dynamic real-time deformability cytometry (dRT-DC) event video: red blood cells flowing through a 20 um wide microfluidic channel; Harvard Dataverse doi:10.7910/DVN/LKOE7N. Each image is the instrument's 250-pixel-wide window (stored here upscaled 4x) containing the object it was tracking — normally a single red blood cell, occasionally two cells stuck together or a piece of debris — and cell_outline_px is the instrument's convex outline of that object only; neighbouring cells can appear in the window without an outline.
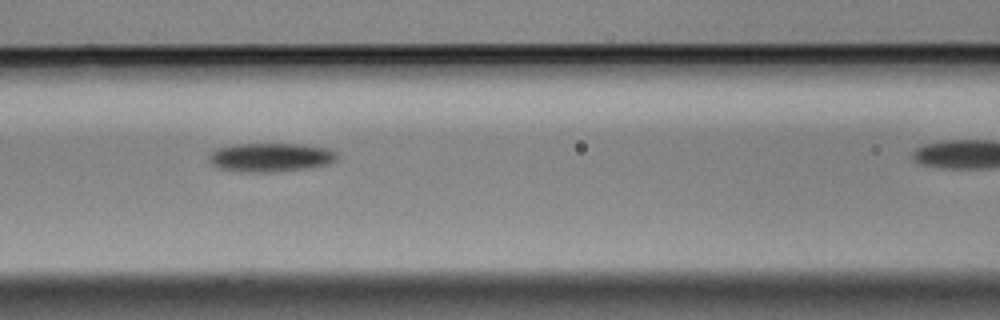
{"species": "Egyptian fruit bat (a non-hibernating species)", "species_latin": "Rousettus aegyptiacus", "temperature_condition": "cold", "stored_images_in_passage": 7, "camera_frame_rate_fps": 3000, "um_per_image_px": 0.085, "animal": {"sex": "male"}, "frame": {"image": 1, "passage_image": 3, "time_ms": 0.667, "image_size_px": [1000, 320], "cell_outline_px": [[336, 160], [328, 164], [312, 168], [272, 172], [240, 172], [220, 168], [212, 164], [208, 160], [208, 156], [212, 152], [220, 148], [232, 144], [304, 144], [328, 148], [336, 152]], "centroid_in_image_um": [23.02, 13.38], "position_along_channel_um": 143.6, "area_um2": 21.62}}
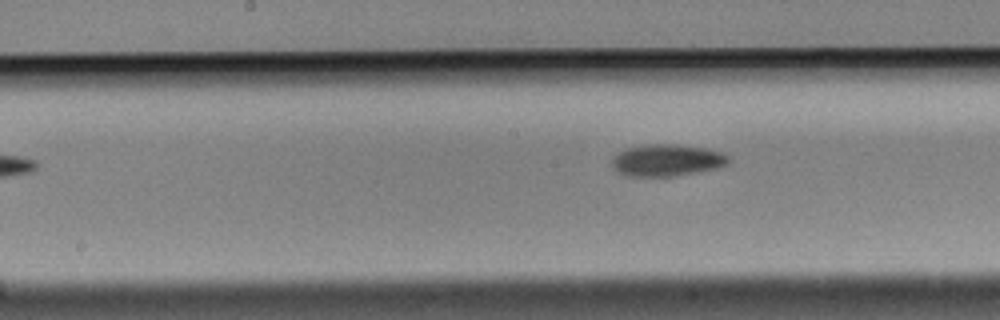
{"frame": {"image": 2, "passage_image": 5, "time_ms": 1.333, "image_size_px": [1000, 320], "cell_outline_px": [[728, 164], [720, 168], [668, 176], [628, 176], [612, 168], [612, 160], [624, 148], [644, 144], [672, 144], [708, 148], [720, 152], [728, 156]], "centroid_in_image_um": [56.69, 13.61], "position_along_channel_um": 191.5, "area_um2": 21.5}}
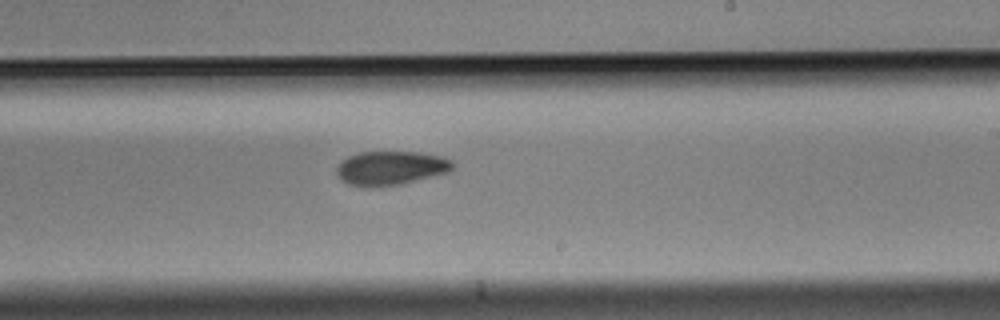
{"frame": {"image": 3, "passage_image": 7, "time_ms": 2.0, "image_size_px": [1000, 320], "cell_outline_px": [[452, 168], [448, 172], [400, 184], [372, 188], [348, 184], [340, 180], [336, 176], [336, 168], [340, 160], [348, 156], [360, 152], [420, 152], [440, 156], [452, 160]], "centroid_in_image_um": [33.14, 14.29], "position_along_channel_um": 255.9, "area_um2": 23.12}}